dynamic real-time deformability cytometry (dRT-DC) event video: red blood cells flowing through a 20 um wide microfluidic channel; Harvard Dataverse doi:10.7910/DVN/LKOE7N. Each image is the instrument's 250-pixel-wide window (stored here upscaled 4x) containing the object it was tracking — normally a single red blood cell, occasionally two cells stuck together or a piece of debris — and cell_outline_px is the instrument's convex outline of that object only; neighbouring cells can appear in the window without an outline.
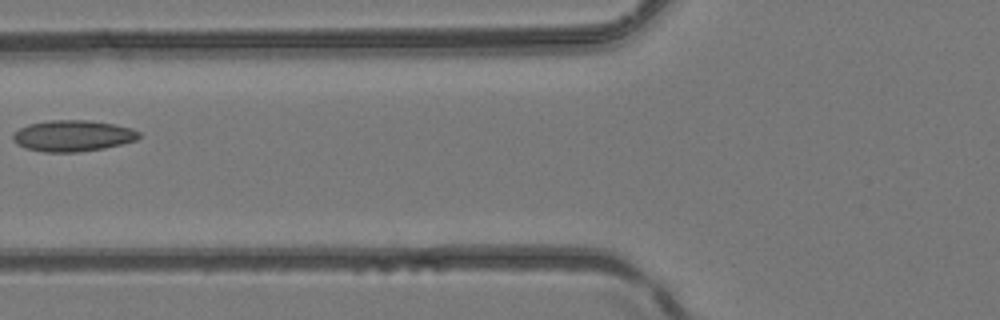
{"species": "common noctule bat (a hibernating species)", "species_latin": "Nyctalus noctula", "temperature_condition": "room temperature", "stored_images_in_passage": 5, "camera_frame_rate_fps": 3000, "um_per_image_px": 0.085, "animal": {"sex": "female", "body_mass_g": 24.6, "forearm_length_mm": 56.2}, "frame": {"image": 1, "passage_image": 5, "time_ms": 1.333, "image_size_px": [1000, 320], "cell_outline_px": [[140, 136], [136, 140], [104, 148], [80, 152], [44, 152], [24, 148], [16, 144], [12, 140], [12, 136], [20, 128], [28, 124], [48, 120], [88, 120], [112, 124], [132, 128], [140, 132]], "centroid_in_image_um": [6.16, 11.54], "position_along_channel_um": 119.6, "area_um2": 22.95}}